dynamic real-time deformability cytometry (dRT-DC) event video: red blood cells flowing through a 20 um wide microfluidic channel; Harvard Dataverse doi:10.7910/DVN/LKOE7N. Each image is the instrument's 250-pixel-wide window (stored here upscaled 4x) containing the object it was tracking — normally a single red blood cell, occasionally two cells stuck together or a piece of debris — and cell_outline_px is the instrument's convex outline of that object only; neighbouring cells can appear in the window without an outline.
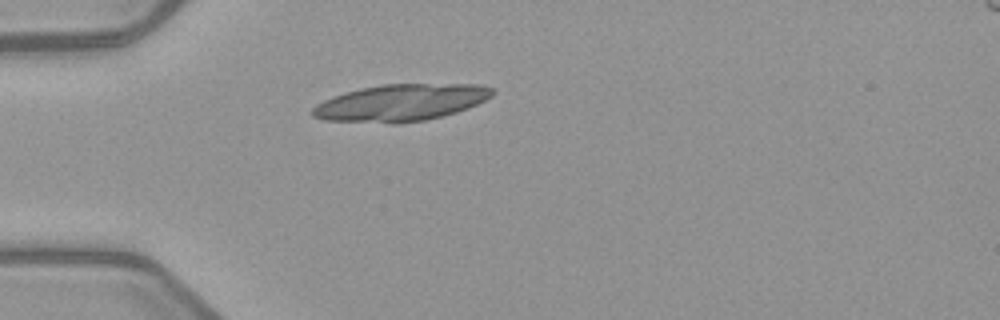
{"species": "common noctule bat (a hibernating species)", "species_latin": "Nyctalus noctula", "temperature_condition": "warm", "stored_images_in_passage": 3, "camera_frame_rate_fps": 3000, "um_per_image_px": 0.085, "animal": {"sex": "female", "body_mass_g": 21.9}, "frame": {"image": 1, "passage_image": 3, "time_ms": 3.333, "image_size_px": [1000, 320], "cell_outline_px": [[496, 92], [492, 96], [468, 108], [456, 112], [424, 120], [396, 124], [392, 124], [324, 120], [312, 116], [308, 112], [316, 104], [332, 96], [344, 92], [360, 88], [384, 84], [480, 84], [496, 88]], "centroid_in_image_um": [34.05, 8.72], "position_along_channel_um": 51.0, "area_um2": 39.02}}